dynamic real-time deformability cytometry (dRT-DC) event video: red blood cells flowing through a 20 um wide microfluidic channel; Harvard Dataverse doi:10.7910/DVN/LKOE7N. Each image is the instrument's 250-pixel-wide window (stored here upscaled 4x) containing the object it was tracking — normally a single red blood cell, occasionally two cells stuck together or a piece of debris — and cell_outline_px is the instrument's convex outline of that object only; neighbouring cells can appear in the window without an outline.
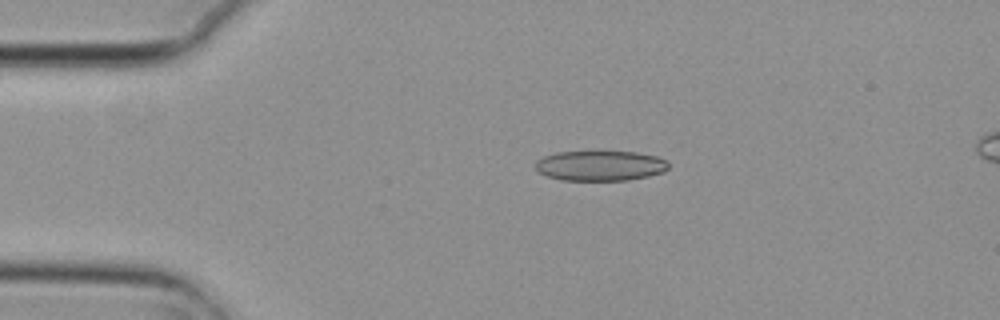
{"species": "common noctule bat (a hibernating species)", "species_latin": "Nyctalus noctula", "temperature_condition": "cold", "stored_images_in_passage": 6, "segment_of_instrument_passage": [1, 2], "camera_frame_rate_fps": 3000, "um_per_image_px": 0.085, "animal": {"sex": "female", "body_mass_g": 29.2, "forearm_length_mm": 56.3}, "frame": {"image": 1, "passage_image": 4, "time_ms": 1.0, "image_size_px": [1000, 320], "cell_outline_px": [[668, 168], [664, 172], [648, 176], [628, 180], [560, 180], [536, 172], [536, 160], [544, 156], [556, 152], [596, 148], [636, 152], [656, 156], [668, 160]], "centroid_in_image_um": [51.0, 14.03], "position_along_channel_um": 34.0, "area_um2": 24.57}}